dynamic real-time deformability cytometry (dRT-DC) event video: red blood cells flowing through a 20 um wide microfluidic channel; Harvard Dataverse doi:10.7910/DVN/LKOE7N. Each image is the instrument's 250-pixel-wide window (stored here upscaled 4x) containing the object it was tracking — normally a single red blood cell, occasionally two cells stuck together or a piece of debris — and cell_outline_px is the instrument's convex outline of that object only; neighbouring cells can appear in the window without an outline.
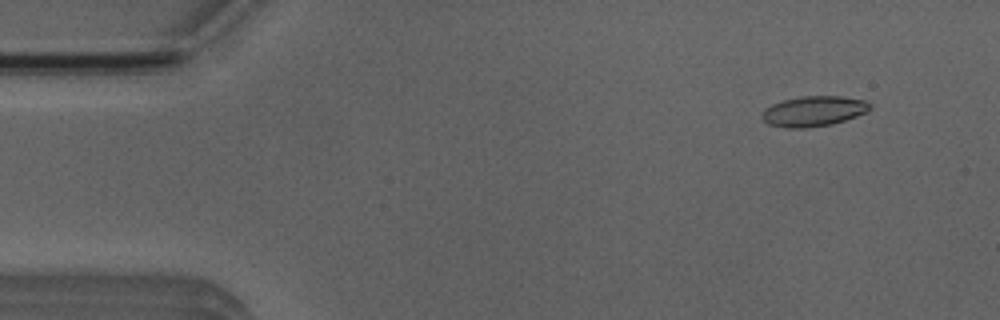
{"species": "Egyptian fruit bat (a non-hibernating species)", "species_latin": "Rousettus aegyptiacus", "temperature_condition": "room temperature", "stored_images_in_passage": 6, "camera_frame_rate_fps": 3000, "um_per_image_px": 0.085, "animal": {"sex": "male"}, "frame": {"image": 1, "passage_image": 2, "time_ms": 1.333, "image_size_px": [1000, 320], "cell_outline_px": [[872, 108], [868, 112], [832, 124], [808, 128], [784, 128], [768, 124], [764, 120], [764, 108], [772, 104], [784, 100], [800, 96], [840, 96], [864, 100], [872, 104]], "centroid_in_image_um": [69.19, 9.45], "position_along_channel_um": 15.8, "area_um2": 19.07}}